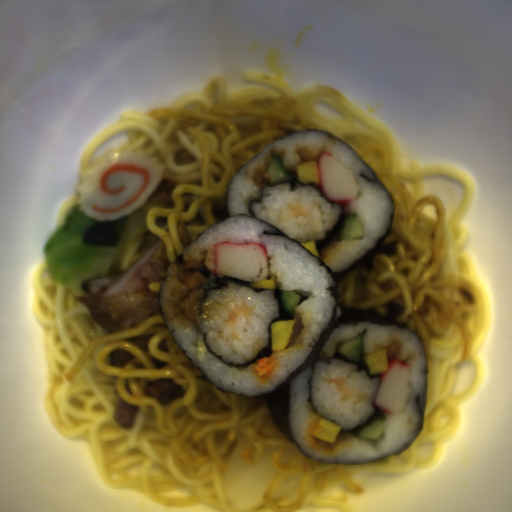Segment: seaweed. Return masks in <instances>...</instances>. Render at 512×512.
<instances>
[{
  "label": "seaweed",
  "instance_id": "obj_1",
  "mask_svg": "<svg viewBox=\"0 0 512 512\" xmlns=\"http://www.w3.org/2000/svg\"><path fill=\"white\" fill-rule=\"evenodd\" d=\"M395 212L388 215L389 226L385 233L375 242L374 246L364 253L363 256L359 257L357 261L349 265L344 271L335 272L332 268L327 266L323 260L319 259L318 256L313 255L320 263L318 266L326 267V273H330L334 286L326 287L325 291L330 292L329 296L333 297L335 304L332 307V315L327 322V327L323 328L319 334L318 340L313 337L308 342V346L313 347L310 352L306 355L303 362L296 367L290 375L279 383L277 386L267 391L264 394H259L262 402L266 406L270 415L272 416L277 427L286 437V439L297 448L305 457L320 462L322 464H336V465H362L373 462L385 461L394 456L404 453L409 447H411L421 434L425 426V411H426V399H427V384H428V362L425 358L426 365L421 370L424 374L425 385L424 389L420 393H416L413 397V404L416 411L420 415L421 419L416 432L415 437L408 446L399 450L396 453L382 456L370 462H347L339 461L338 457H332L329 461L316 458L302 449L297 442L292 427L290 424V404L292 395V380L303 370L308 367H315L317 361H321L320 355L326 345L329 337L331 336L334 329L341 325H358L360 322H370L371 326H395L398 329H409L415 335H417L421 342V336L417 334L413 329L407 326V322H399L396 318L401 314L403 307L394 301H387L385 303L386 314L377 312L375 308H351L346 307L341 302V293L338 291L342 277L353 271L354 269L362 266L365 270L372 271L374 269L373 257L375 254H384L388 256H394L398 252L397 242H386L383 241L392 233L394 223Z\"/></svg>",
  "mask_w": 512,
  "mask_h": 512
},
{
  "label": "seaweed",
  "instance_id": "obj_2",
  "mask_svg": "<svg viewBox=\"0 0 512 512\" xmlns=\"http://www.w3.org/2000/svg\"><path fill=\"white\" fill-rule=\"evenodd\" d=\"M286 174L291 178L287 183H289V191L297 190L298 187H304V186H312L314 187L318 192L319 196L323 197L326 202L329 204H337L341 207L342 211L339 213L338 218L336 222L332 225L330 229H326L324 233V238L314 239L315 241V249L319 252L321 249H323L326 245L329 243L337 242L340 239L339 232L342 228L345 227V220L350 215L347 212H345L346 206L342 203H338L336 201H329L327 197L324 195V193L321 191V189L318 187L317 184H304L301 181H299L296 173V169H284Z\"/></svg>",
  "mask_w": 512,
  "mask_h": 512
},
{
  "label": "seaweed",
  "instance_id": "obj_3",
  "mask_svg": "<svg viewBox=\"0 0 512 512\" xmlns=\"http://www.w3.org/2000/svg\"><path fill=\"white\" fill-rule=\"evenodd\" d=\"M273 290H274L276 301H277V304H278L279 316L276 317L275 319H273L271 322L268 323V326H267V330H268L267 346H265L262 349H260L253 359H251L250 361L246 362L245 364H239V363H235V362H226L225 360L222 359L221 355H216L215 353H213L211 351V349H210V347L208 345V342H207V332H203V342H204L207 350L210 351L221 362H223V363H225V364H227V365H229V366H231V367H233V368H235L237 370H242L245 367L249 366L250 364L256 363L257 359L264 358V357H270L274 352H276V350L272 349L271 325L275 321L294 319V315L292 316L291 314H289L286 311V309L283 307L282 303H281L280 295L282 293V289H280L279 287L276 286V288L273 289Z\"/></svg>",
  "mask_w": 512,
  "mask_h": 512
},
{
  "label": "seaweed",
  "instance_id": "obj_4",
  "mask_svg": "<svg viewBox=\"0 0 512 512\" xmlns=\"http://www.w3.org/2000/svg\"><path fill=\"white\" fill-rule=\"evenodd\" d=\"M345 341H336L335 344H334V347H335V351L334 353L329 357V358H326L325 360H323V362L329 366H332L331 364V359H338V360H341V361H345V362H348L354 366H356V370L360 371L363 370L366 374V377H368L369 379H375V378H379L380 374L379 375H369V371H370V368L368 367V365L365 363L364 360H362L360 358L359 361H350L349 359H347L345 356H343L342 354L338 353V350L340 348V346L344 343Z\"/></svg>",
  "mask_w": 512,
  "mask_h": 512
},
{
  "label": "seaweed",
  "instance_id": "obj_5",
  "mask_svg": "<svg viewBox=\"0 0 512 512\" xmlns=\"http://www.w3.org/2000/svg\"><path fill=\"white\" fill-rule=\"evenodd\" d=\"M213 281H214V283H218V286L209 287L208 290H206L205 288H202V290H204V295L199 299V304L202 305L203 301L207 298L210 290L218 289L221 287H228V281L252 288L256 293L263 292L268 289V288H255V287L249 285V284L255 283V281L251 282V281H247V280H243V279H239V278H235V277L224 276V275L221 276L220 278L217 275Z\"/></svg>",
  "mask_w": 512,
  "mask_h": 512
},
{
  "label": "seaweed",
  "instance_id": "obj_6",
  "mask_svg": "<svg viewBox=\"0 0 512 512\" xmlns=\"http://www.w3.org/2000/svg\"><path fill=\"white\" fill-rule=\"evenodd\" d=\"M164 280H167V274L165 275V277L163 278V280L160 282V284H159V288H158L157 302H158L159 316H160L161 320L163 321V323L165 324V326H166V328H167V331H168V334H169V335H170V337L173 339V341L176 343V345L179 347V349H180V351H181L182 355H183L185 358H187V359H188V360H189V361H190V362L195 366V368H196L200 373H202L205 377H207V378L209 379V377H208V375H207V373H206V371H205L204 367H200V366L195 365L193 357H188L187 350H185L182 346H180V345L176 342V340H175V338H174V336H173L174 330H173V328L170 330V328H169V326H168V324H167V322H166V320H165V318H164V315H163V309H162V302H161V296H160V291H161V288H162V285H163Z\"/></svg>",
  "mask_w": 512,
  "mask_h": 512
},
{
  "label": "seaweed",
  "instance_id": "obj_7",
  "mask_svg": "<svg viewBox=\"0 0 512 512\" xmlns=\"http://www.w3.org/2000/svg\"><path fill=\"white\" fill-rule=\"evenodd\" d=\"M253 202H261L262 203V197L260 199H252V200H249V203H248V206H247V210H248V213L255 219H258L260 221H263L265 223H268L270 224L271 226H273L274 228H276L278 231H270L268 229H265L263 230V235H284L286 236L287 238H289L290 240H293L295 242H297L307 253H309L310 255H312L314 257L315 254H313L309 249H307L306 247L303 246L302 242L298 241L297 239L295 238H291L289 237L284 231H282L279 227H277L275 224H272V223H269L267 221H264V220H261L259 218H257L255 216V214L253 213L252 209H251V205Z\"/></svg>",
  "mask_w": 512,
  "mask_h": 512
},
{
  "label": "seaweed",
  "instance_id": "obj_8",
  "mask_svg": "<svg viewBox=\"0 0 512 512\" xmlns=\"http://www.w3.org/2000/svg\"><path fill=\"white\" fill-rule=\"evenodd\" d=\"M234 178H231V180L227 186L225 197H224V208H216L215 207V208L209 209L212 216L219 218L223 222L225 220H227L228 218H233L229 213L228 203H229V188H230Z\"/></svg>",
  "mask_w": 512,
  "mask_h": 512
},
{
  "label": "seaweed",
  "instance_id": "obj_9",
  "mask_svg": "<svg viewBox=\"0 0 512 512\" xmlns=\"http://www.w3.org/2000/svg\"><path fill=\"white\" fill-rule=\"evenodd\" d=\"M299 132H321V133H325L337 140H339L340 142H342L343 144L347 145L348 147H350L351 149H353L349 144H347L346 142H344L343 140L339 139L338 137H336L335 135H333L332 133L328 132V131H325L323 129H287L286 133L283 135V136H275V137H272L269 145L271 143H273L274 141L278 140V139H284L286 138L287 136L289 135H292L294 133H299ZM354 150V149H353ZM355 151V150H354Z\"/></svg>",
  "mask_w": 512,
  "mask_h": 512
},
{
  "label": "seaweed",
  "instance_id": "obj_10",
  "mask_svg": "<svg viewBox=\"0 0 512 512\" xmlns=\"http://www.w3.org/2000/svg\"><path fill=\"white\" fill-rule=\"evenodd\" d=\"M359 158H360V157H359ZM360 159H361V158H360ZM361 160H362V159H361ZM362 161H363V162L367 165V167L371 170L372 175H373V179L369 178V177L367 176V174H366V173H361V172H360V174H359V177H362L363 179H365L366 181H368V182H370V183H380V184L384 187V189L387 191V193H388V195H389V197H390V199H391V201H392V203H393L394 199H393V197H392V195H391V193H390V191H389L388 187H387V186H386V185H385V184L380 180L379 176L376 174V172L373 170V168L370 166V164H369L368 162H365L364 160H362Z\"/></svg>",
  "mask_w": 512,
  "mask_h": 512
},
{
  "label": "seaweed",
  "instance_id": "obj_11",
  "mask_svg": "<svg viewBox=\"0 0 512 512\" xmlns=\"http://www.w3.org/2000/svg\"><path fill=\"white\" fill-rule=\"evenodd\" d=\"M386 412H383L382 410H380L379 408H377L375 406L374 408V411H373V414L370 415L363 424H360V425H357L356 427H354L353 429L351 430H346L348 432H351L353 434H357L358 435V431L363 428L364 426H366L370 421H372L373 419L375 418H384L386 417Z\"/></svg>",
  "mask_w": 512,
  "mask_h": 512
},
{
  "label": "seaweed",
  "instance_id": "obj_12",
  "mask_svg": "<svg viewBox=\"0 0 512 512\" xmlns=\"http://www.w3.org/2000/svg\"><path fill=\"white\" fill-rule=\"evenodd\" d=\"M188 271H199L204 277L211 278L212 272L211 269L207 267H201V268H188Z\"/></svg>",
  "mask_w": 512,
  "mask_h": 512
},
{
  "label": "seaweed",
  "instance_id": "obj_13",
  "mask_svg": "<svg viewBox=\"0 0 512 512\" xmlns=\"http://www.w3.org/2000/svg\"><path fill=\"white\" fill-rule=\"evenodd\" d=\"M183 253H184V252H182V253H181V254H180V255L175 259V261L173 262V264H172V265H177V266L182 267V268H184V269L186 268V267H185L186 260H185V258H184V254H183Z\"/></svg>",
  "mask_w": 512,
  "mask_h": 512
},
{
  "label": "seaweed",
  "instance_id": "obj_14",
  "mask_svg": "<svg viewBox=\"0 0 512 512\" xmlns=\"http://www.w3.org/2000/svg\"><path fill=\"white\" fill-rule=\"evenodd\" d=\"M269 154H270V162H271L273 156H276L278 158V160L280 161L281 165L283 164V157L278 156L277 152L274 149H270Z\"/></svg>",
  "mask_w": 512,
  "mask_h": 512
},
{
  "label": "seaweed",
  "instance_id": "obj_15",
  "mask_svg": "<svg viewBox=\"0 0 512 512\" xmlns=\"http://www.w3.org/2000/svg\"><path fill=\"white\" fill-rule=\"evenodd\" d=\"M263 152V151H262ZM262 152H259L258 154H256L254 157H252L250 160H248L246 163H244L242 166H240L238 168V170L236 171V175L247 165L249 164L251 161H253L257 156H259Z\"/></svg>",
  "mask_w": 512,
  "mask_h": 512
}]
</instances>
